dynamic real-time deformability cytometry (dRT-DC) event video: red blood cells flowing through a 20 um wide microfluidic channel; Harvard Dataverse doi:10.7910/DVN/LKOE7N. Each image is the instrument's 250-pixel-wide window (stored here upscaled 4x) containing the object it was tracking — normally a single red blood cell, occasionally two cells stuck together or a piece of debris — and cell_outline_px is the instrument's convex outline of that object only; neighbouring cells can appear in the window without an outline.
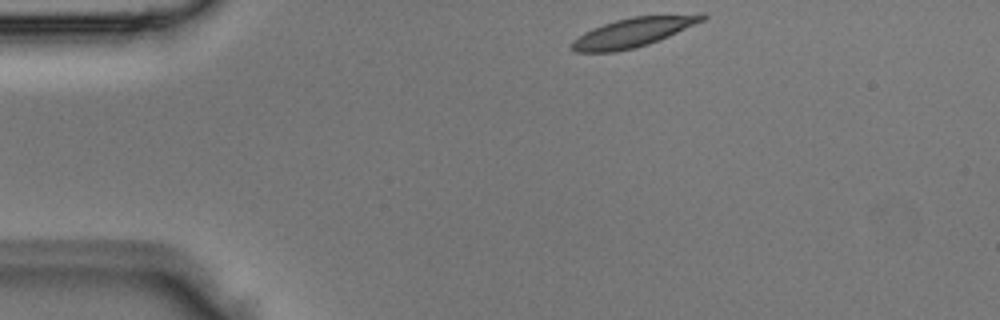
{"species": "Egyptian fruit bat (a non-hibernating species)", "species_latin": "Rousettus aegyptiacus", "temperature_condition": "room temperature", "stored_images_in_passage": 2, "camera_frame_rate_fps": 3000, "um_per_image_px": 0.085, "animal": {"sex": "male"}, "frame": {"image": 1, "passage_image": 1, "time_ms": 0.0, "image_size_px": [1000, 320], "cell_outline_px": [[708, 16], [704, 20], [660, 40], [648, 44], [616, 52], [576, 52], [568, 44], [572, 40], [584, 32], [592, 28], [616, 20], [632, 16], [700, 12], [704, 12]], "centroid_in_image_um": [53.87, 2.71], "position_along_channel_um": 31.1, "area_um2": 22.66}}